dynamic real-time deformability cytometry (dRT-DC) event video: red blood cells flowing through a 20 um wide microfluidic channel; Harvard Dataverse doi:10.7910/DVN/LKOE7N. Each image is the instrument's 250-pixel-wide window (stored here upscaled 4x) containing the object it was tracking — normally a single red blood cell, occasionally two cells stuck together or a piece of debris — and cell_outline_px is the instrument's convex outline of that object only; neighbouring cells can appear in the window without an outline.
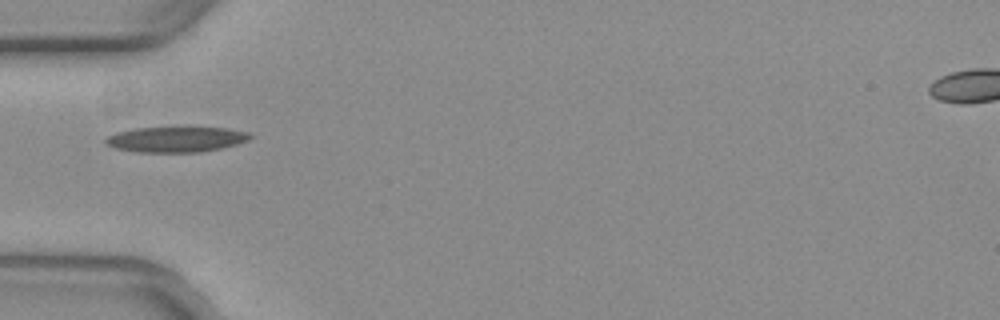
{"species": "common noctule bat (a hibernating species)", "species_latin": "Nyctalus noctula", "temperature_condition": "warm", "stored_images_in_passage": 28, "camera_frame_rate_fps": 3000, "um_per_image_px": 0.085, "animal": {"sex": "female", "body_mass_g": 29.2, "forearm_length_mm": 56.3}, "frame": {"image": 1, "passage_image": 1, "time_ms": 0.0, "image_size_px": [1000, 320], "cell_outline_px": [[252, 136], [248, 140], [236, 144], [220, 148], [200, 152], [136, 152], [116, 148], [104, 144], [104, 140], [108, 136], [116, 132], [136, 128], [228, 128], [248, 132]], "centroid_in_image_um": [14.93, 11.85], "position_along_channel_um": 70.1, "area_um2": 21.21}}
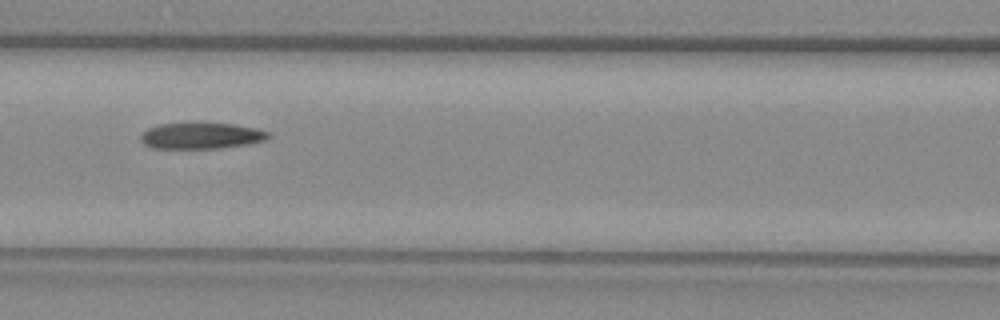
{"frame": {"image": 2, "passage_image": 7, "time_ms": 2.0, "image_size_px": [1000, 320], "cell_outline_px": [[272, 136], [264, 140], [244, 144], [216, 148], [152, 148], [144, 144], [140, 140], [140, 132], [148, 128], [160, 124], [184, 120], [204, 120], [232, 124], [256, 128], [268, 132]], "centroid_in_image_um": [17.02, 11.47], "position_along_channel_um": 149.6, "area_um2": 20.4}}
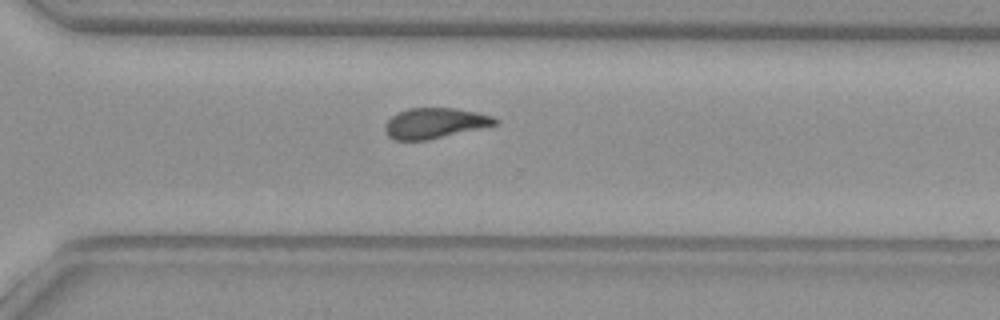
{"frame": {"image": 3, "passage_image": 21, "time_ms": 6.667, "image_size_px": [1000, 320], "cell_outline_px": [[500, 124], [484, 128], [428, 140], [396, 140], [388, 136], [384, 128], [388, 120], [396, 112], [408, 108], [456, 108], [476, 112], [492, 116], [500, 120]], "centroid_in_image_um": [37.0, 10.47], "position_along_channel_um": 333.6, "area_um2": 19.77}, "authors_computed_cell_mechanics": {"area_um2": 20.4901, "velocity_mm_per_s": 3.9502, "shape_relaxation_time_tau1_ms": null, "shape_relaxation_time_tau2_ms": 3.1796, "deformation_change_tau1": null, "deformation_change_tau2": 0.1154}}